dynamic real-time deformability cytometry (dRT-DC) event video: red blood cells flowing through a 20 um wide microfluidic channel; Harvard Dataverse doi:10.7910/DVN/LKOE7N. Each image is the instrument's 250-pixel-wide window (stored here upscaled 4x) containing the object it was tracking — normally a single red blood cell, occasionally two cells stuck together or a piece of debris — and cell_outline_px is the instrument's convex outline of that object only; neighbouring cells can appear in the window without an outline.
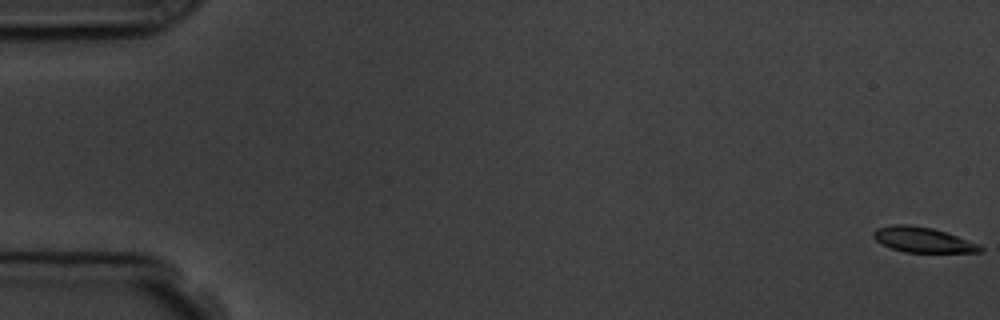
{"species": "common noctule bat (a hibernating species)", "species_latin": "Nyctalus noctula", "temperature_condition": "room temperature", "stored_images_in_passage": 7, "camera_frame_rate_fps": 3000, "um_per_image_px": 0.085, "animal": {"sex": "male", "body_mass_g": 19.5, "forearm_length_mm": 54.6}, "frame": {"image": 1, "passage_image": 1, "time_ms": 0.0, "image_size_px": [1000, 320], "cell_outline_px": [[984, 248], [980, 252], [904, 252], [880, 244], [872, 236], [872, 232], [876, 228], [892, 224], [908, 224], [932, 228], [980, 244]], "centroid_in_image_um": [78.39, 20.37], "position_along_channel_um": 6.6, "area_um2": 15.66}}
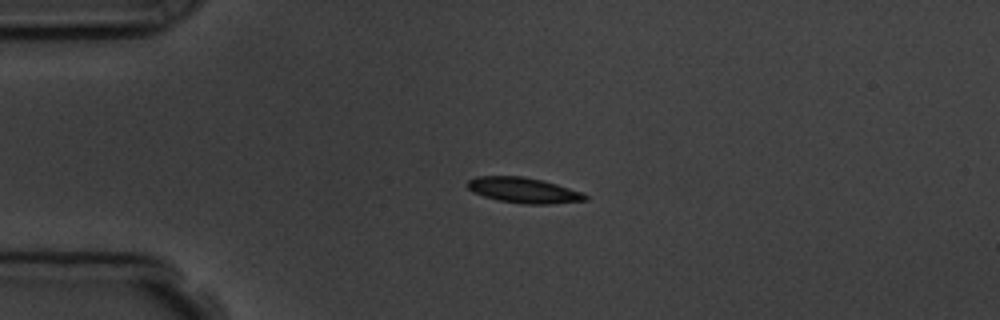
{"frame": {"image": 2, "passage_image": 5, "time_ms": 4.333, "image_size_px": [1000, 320], "cell_outline_px": [[588, 200], [548, 204], [524, 204], [500, 200], [484, 196], [472, 192], [468, 188], [468, 180], [476, 176], [524, 176], [544, 180], [580, 192], [588, 196]], "centroid_in_image_um": [44.49, 16.16], "position_along_channel_um": 40.5, "area_um2": 17.34}}